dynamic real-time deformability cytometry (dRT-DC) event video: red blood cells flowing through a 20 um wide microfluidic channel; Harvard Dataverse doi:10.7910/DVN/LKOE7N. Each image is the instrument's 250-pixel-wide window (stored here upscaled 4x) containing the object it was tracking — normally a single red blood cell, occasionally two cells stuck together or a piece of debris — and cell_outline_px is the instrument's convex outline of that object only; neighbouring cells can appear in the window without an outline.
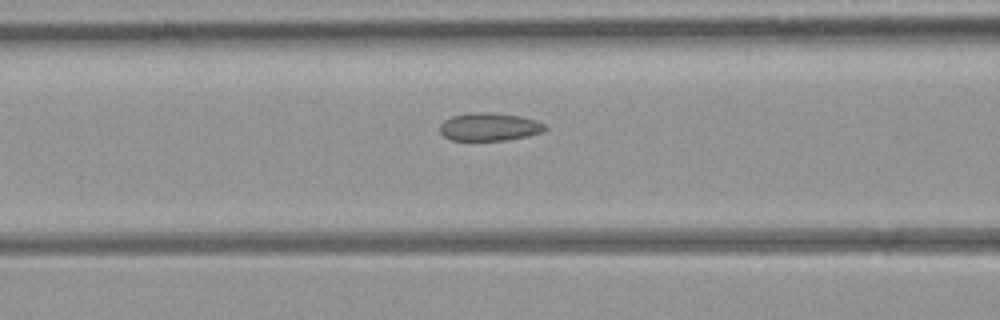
{"species": "common noctule bat (a hibernating species)", "species_latin": "Nyctalus noctula", "temperature_condition": "room temperature", "stored_images_in_passage": 6, "camera_frame_rate_fps": 3000, "um_per_image_px": 0.085, "animal": {"sex": "female", "body_mass_g": 21.9}, "frame": {"image": 1, "passage_image": 6, "time_ms": 5.667, "image_size_px": [1000, 320], "cell_outline_px": [[548, 128], [544, 132], [504, 140], [452, 140], [444, 136], [440, 132], [440, 124], [444, 120], [452, 116], [468, 112], [492, 112], [520, 116], [536, 120], [544, 124]], "centroid_in_image_um": [41.58, 10.76], "position_along_channel_um": 125.0, "area_um2": 17.17}}